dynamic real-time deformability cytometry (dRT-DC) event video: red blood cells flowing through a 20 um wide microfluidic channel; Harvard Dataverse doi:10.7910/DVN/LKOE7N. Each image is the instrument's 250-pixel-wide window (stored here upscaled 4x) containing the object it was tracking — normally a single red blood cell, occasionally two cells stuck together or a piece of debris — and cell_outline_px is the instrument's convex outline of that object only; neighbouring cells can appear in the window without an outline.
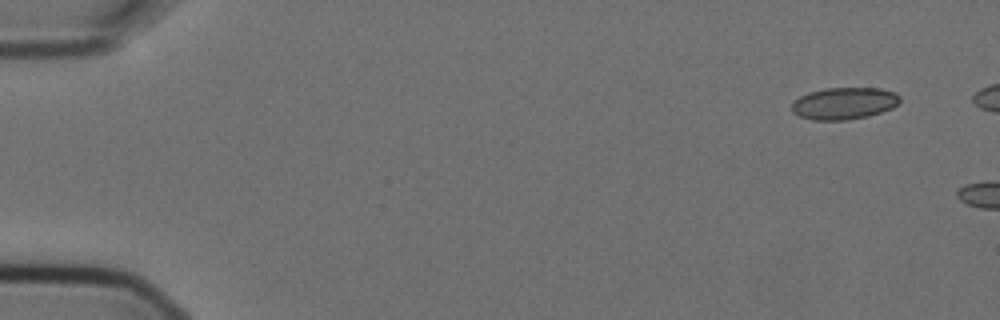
{"species": "Egyptian fruit bat (a non-hibernating species)", "species_latin": "Rousettus aegyptiacus", "temperature_condition": "cold", "stored_images_in_passage": 3, "camera_frame_rate_fps": 3000, "um_per_image_px": 0.085, "animal": {"sex": "female"}, "frame": {"image": 1, "passage_image": 1, "time_ms": 0.0, "image_size_px": [1000, 320], "cell_outline_px": [[900, 100], [892, 108], [868, 116], [848, 120], [812, 120], [800, 116], [792, 112], [792, 104], [800, 96], [808, 92], [824, 88], [880, 88], [896, 92], [900, 96]], "centroid_in_image_um": [71.75, 8.78], "position_along_channel_um": 13.3, "area_um2": 20.17}}